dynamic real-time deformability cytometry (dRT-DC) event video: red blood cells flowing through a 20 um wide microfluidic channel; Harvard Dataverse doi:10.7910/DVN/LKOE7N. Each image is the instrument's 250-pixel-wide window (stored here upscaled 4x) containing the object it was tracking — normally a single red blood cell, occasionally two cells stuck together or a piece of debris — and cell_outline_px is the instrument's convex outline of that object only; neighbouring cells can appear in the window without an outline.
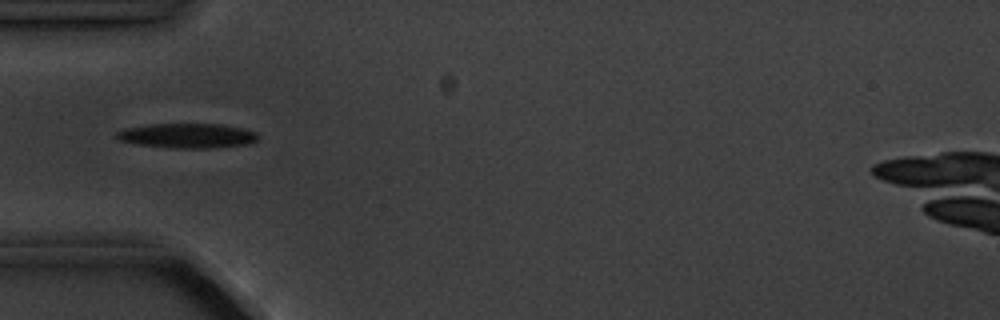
{"species": "common noctule bat (a hibernating species)", "species_latin": "Nyctalus noctula", "temperature_condition": "cold", "stored_images_in_passage": 7, "camera_frame_rate_fps": 3000, "um_per_image_px": 0.085, "animal": {"sex": "male", "body_mass_g": 20.1, "forearm_length_mm": 53.5}, "frame": {"image": 1, "passage_image": 5, "time_ms": 4.667, "image_size_px": [1000, 320], "cell_outline_px": [[260, 136], [256, 140], [244, 144], [208, 148], [172, 148], [136, 144], [120, 140], [112, 136], [116, 132], [124, 128], [148, 124], [220, 124], [240, 128], [256, 132]], "centroid_in_image_um": [15.84, 11.53], "position_along_channel_um": 69.2, "area_um2": 20.29}}